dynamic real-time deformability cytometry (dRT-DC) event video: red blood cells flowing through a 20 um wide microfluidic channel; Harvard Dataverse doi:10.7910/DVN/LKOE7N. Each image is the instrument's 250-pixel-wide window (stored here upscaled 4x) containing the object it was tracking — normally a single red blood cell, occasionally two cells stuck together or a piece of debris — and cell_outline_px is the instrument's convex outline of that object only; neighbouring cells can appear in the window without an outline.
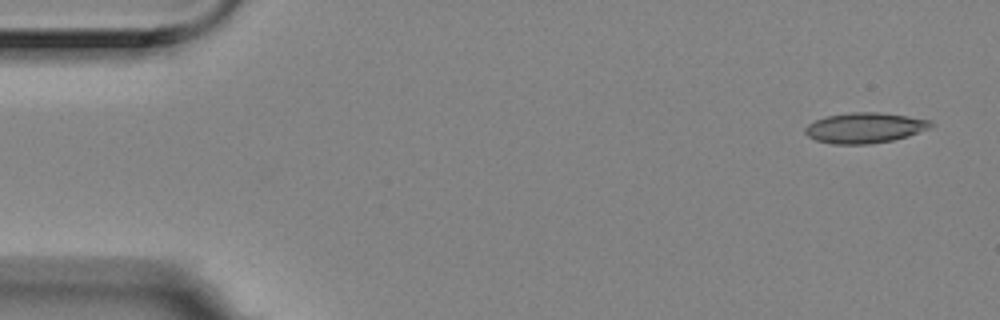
{"species": "Egyptian fruit bat (a non-hibernating species)", "species_latin": "Rousettus aegyptiacus", "temperature_condition": "room temperature", "stored_images_in_passage": 6, "camera_frame_rate_fps": 3000, "um_per_image_px": 0.085, "animal": {"sex": "female"}, "frame": {"image": 1, "passage_image": 1, "time_ms": 0.0, "image_size_px": [1000, 320], "cell_outline_px": [[932, 124], [928, 128], [908, 136], [892, 140], [868, 144], [832, 144], [816, 140], [808, 136], [804, 132], [804, 128], [808, 124], [816, 120], [828, 116], [852, 112], [880, 112], [908, 116], [932, 120]], "centroid_in_image_um": [73.49, 10.86], "position_along_channel_um": 11.5, "area_um2": 22.14}}
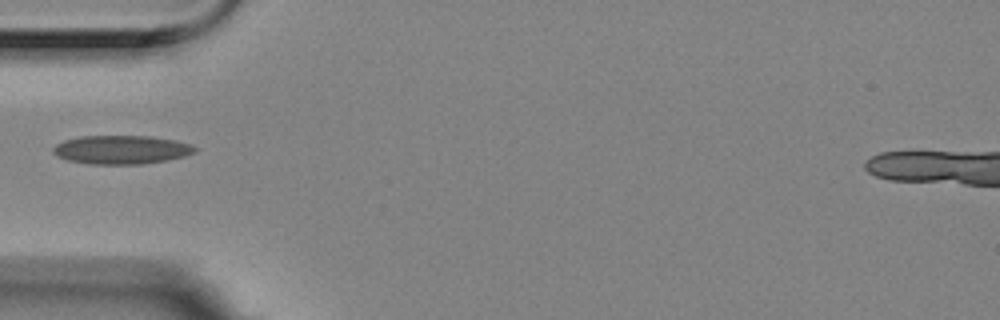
{"frame": {"image": 2, "passage_image": 4, "time_ms": 1.0, "image_size_px": [1000, 320], "cell_outline_px": [[200, 148], [196, 152], [184, 156], [164, 160], [140, 164], [88, 164], [68, 160], [56, 156], [52, 152], [52, 148], [56, 144], [64, 140], [80, 136], [152, 136], [176, 140], [192, 144]], "centroid_in_image_um": [10.33, 12.71], "position_along_channel_um": 74.7, "area_um2": 23.87}}
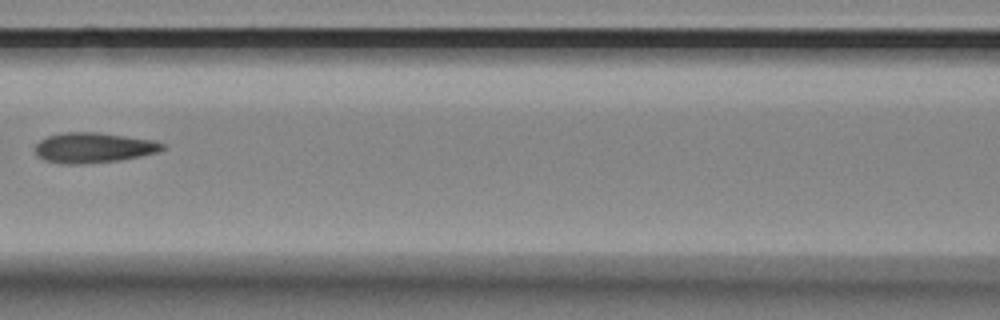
{"frame": {"image": 3, "passage_image": 6, "time_ms": 1.667, "image_size_px": [1000, 320], "cell_outline_px": [[164, 148], [160, 152], [140, 156], [116, 160], [76, 164], [64, 164], [44, 160], [36, 156], [36, 144], [40, 140], [48, 136], [64, 132], [96, 132], [152, 140], [164, 144]], "centroid_in_image_um": [7.92, 12.55], "position_along_channel_um": 158.7, "area_um2": 22.14}}